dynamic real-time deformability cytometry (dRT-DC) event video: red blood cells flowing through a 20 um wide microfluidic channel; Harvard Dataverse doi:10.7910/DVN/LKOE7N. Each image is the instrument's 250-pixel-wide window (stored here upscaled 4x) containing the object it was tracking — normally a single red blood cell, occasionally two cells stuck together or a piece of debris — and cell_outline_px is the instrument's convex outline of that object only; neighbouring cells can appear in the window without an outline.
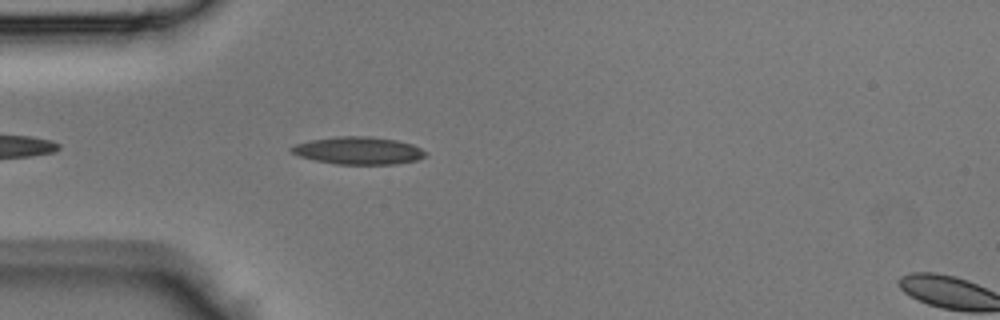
{"species": "Egyptian fruit bat (a non-hibernating species)", "species_latin": "Rousettus aegyptiacus", "temperature_condition": "room temperature", "stored_images_in_passage": 6, "camera_frame_rate_fps": 3000, "um_per_image_px": 0.085, "animal": {"sex": "male"}, "frame": {"image": 1, "passage_image": 2, "time_ms": 0.333, "image_size_px": [1000, 320], "cell_outline_px": [[428, 152], [424, 156], [416, 160], [396, 164], [336, 164], [316, 160], [300, 156], [292, 152], [288, 148], [296, 144], [312, 140], [336, 136], [372, 136], [396, 140], [412, 144]], "centroid_in_image_um": [30.48, 12.79], "position_along_channel_um": 54.5, "area_um2": 21.39}}